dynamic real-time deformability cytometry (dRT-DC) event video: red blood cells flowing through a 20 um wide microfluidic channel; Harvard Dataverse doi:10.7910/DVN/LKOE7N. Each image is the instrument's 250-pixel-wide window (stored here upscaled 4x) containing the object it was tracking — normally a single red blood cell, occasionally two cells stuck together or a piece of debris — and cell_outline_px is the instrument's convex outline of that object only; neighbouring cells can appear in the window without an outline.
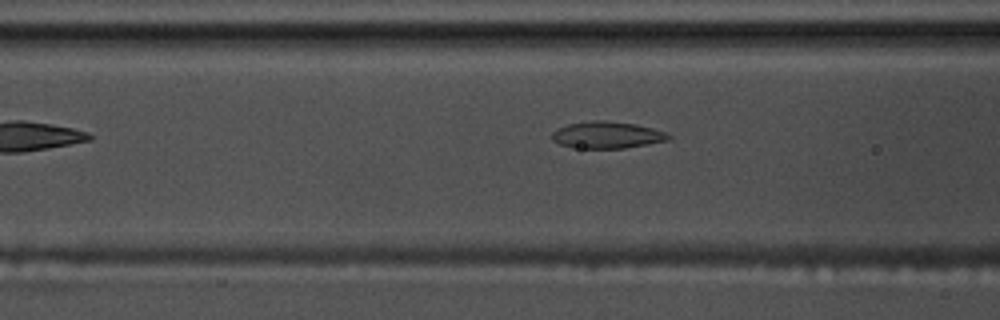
{"species": "common noctule bat (a hibernating species)", "species_latin": "Nyctalus noctula", "temperature_condition": "warm", "stored_images_in_passage": 33, "camera_frame_rate_fps": 3000, "um_per_image_px": 0.085, "animal": {"sex": "male", "body_mass_g": 17.5, "forearm_length_mm": 52.3}, "frame": {"image": 1, "passage_image": 8, "time_ms": 2.333, "image_size_px": [1000, 320], "cell_outline_px": [[672, 136], [668, 140], [648, 144], [624, 148], [572, 148], [560, 144], [552, 140], [552, 132], [556, 128], [568, 124], [592, 120], [604, 120], [636, 124], [668, 132]], "centroid_in_image_um": [51.59, 11.47], "position_along_channel_um": 115.0, "area_um2": 18.38}}
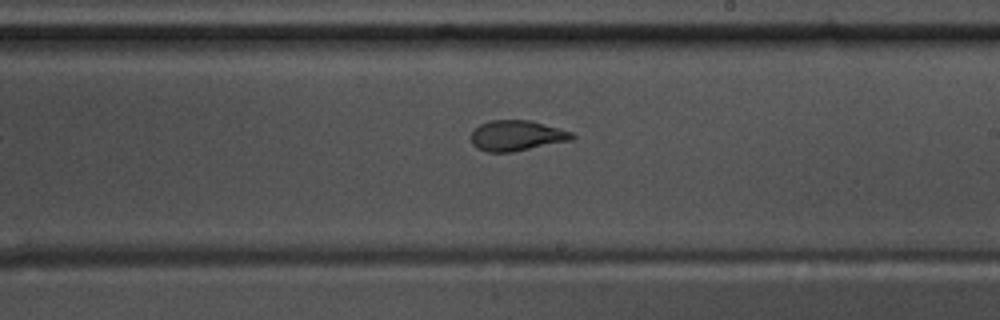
{"frame": {"image": 2, "passage_image": 19, "time_ms": 6.0, "image_size_px": [1000, 320], "cell_outline_px": [[576, 136], [572, 140], [512, 152], [488, 152], [476, 148], [472, 144], [472, 132], [480, 124], [492, 120], [532, 120], [560, 128], [572, 132]], "centroid_in_image_um": [43.94, 11.52], "position_along_channel_um": 245.1, "area_um2": 17.98}}
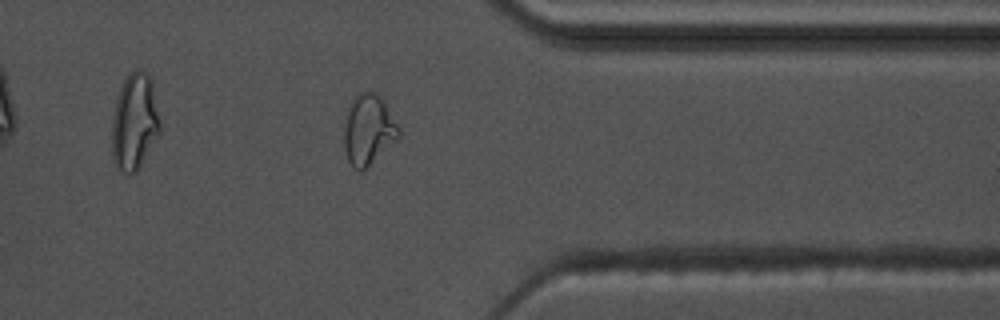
{"frame": {"image": 3, "passage_image": 31, "time_ms": 10.0, "image_size_px": [1000, 320], "cell_outline_px": [[400, 136], [360, 172], [348, 160], [344, 148], [344, 124], [348, 108], [352, 100], [360, 92], [376, 92], [384, 100], [400, 128]], "centroid_in_image_um": [31.31, 10.98], "position_along_channel_um": 380.1, "area_um2": 22.08}}